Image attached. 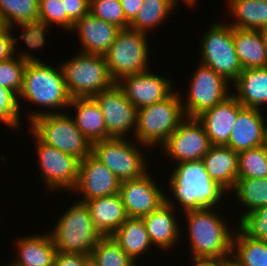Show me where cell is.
<instances>
[{
	"label": "cell",
	"instance_id": "cell-17",
	"mask_svg": "<svg viewBox=\"0 0 267 266\" xmlns=\"http://www.w3.org/2000/svg\"><path fill=\"white\" fill-rule=\"evenodd\" d=\"M120 181L92 153L79 162L78 181L72 192L82 193V202L119 193ZM85 197V198H84Z\"/></svg>",
	"mask_w": 267,
	"mask_h": 266
},
{
	"label": "cell",
	"instance_id": "cell-48",
	"mask_svg": "<svg viewBox=\"0 0 267 266\" xmlns=\"http://www.w3.org/2000/svg\"><path fill=\"white\" fill-rule=\"evenodd\" d=\"M84 266H99V264L92 258L90 255L86 260H85V265Z\"/></svg>",
	"mask_w": 267,
	"mask_h": 266
},
{
	"label": "cell",
	"instance_id": "cell-28",
	"mask_svg": "<svg viewBox=\"0 0 267 266\" xmlns=\"http://www.w3.org/2000/svg\"><path fill=\"white\" fill-rule=\"evenodd\" d=\"M111 237L135 263L152 246L142 218L128 217Z\"/></svg>",
	"mask_w": 267,
	"mask_h": 266
},
{
	"label": "cell",
	"instance_id": "cell-32",
	"mask_svg": "<svg viewBox=\"0 0 267 266\" xmlns=\"http://www.w3.org/2000/svg\"><path fill=\"white\" fill-rule=\"evenodd\" d=\"M18 54V55H17ZM41 61L38 57L21 50L8 60L0 61V86L13 91L17 96L23 86V74L27 62Z\"/></svg>",
	"mask_w": 267,
	"mask_h": 266
},
{
	"label": "cell",
	"instance_id": "cell-23",
	"mask_svg": "<svg viewBox=\"0 0 267 266\" xmlns=\"http://www.w3.org/2000/svg\"><path fill=\"white\" fill-rule=\"evenodd\" d=\"M85 203L94 226L102 236H111L128 218L119 193Z\"/></svg>",
	"mask_w": 267,
	"mask_h": 266
},
{
	"label": "cell",
	"instance_id": "cell-27",
	"mask_svg": "<svg viewBox=\"0 0 267 266\" xmlns=\"http://www.w3.org/2000/svg\"><path fill=\"white\" fill-rule=\"evenodd\" d=\"M233 40L243 69L267 67V50L259 30L233 27Z\"/></svg>",
	"mask_w": 267,
	"mask_h": 266
},
{
	"label": "cell",
	"instance_id": "cell-50",
	"mask_svg": "<svg viewBox=\"0 0 267 266\" xmlns=\"http://www.w3.org/2000/svg\"><path fill=\"white\" fill-rule=\"evenodd\" d=\"M7 266H16V265H14L12 262H10V263H8Z\"/></svg>",
	"mask_w": 267,
	"mask_h": 266
},
{
	"label": "cell",
	"instance_id": "cell-11",
	"mask_svg": "<svg viewBox=\"0 0 267 266\" xmlns=\"http://www.w3.org/2000/svg\"><path fill=\"white\" fill-rule=\"evenodd\" d=\"M229 85L231 84L224 77L200 63L189 82L186 101L182 102L185 116L196 118L224 101L232 93Z\"/></svg>",
	"mask_w": 267,
	"mask_h": 266
},
{
	"label": "cell",
	"instance_id": "cell-35",
	"mask_svg": "<svg viewBox=\"0 0 267 266\" xmlns=\"http://www.w3.org/2000/svg\"><path fill=\"white\" fill-rule=\"evenodd\" d=\"M267 177V149L260 145L238 152V179Z\"/></svg>",
	"mask_w": 267,
	"mask_h": 266
},
{
	"label": "cell",
	"instance_id": "cell-1",
	"mask_svg": "<svg viewBox=\"0 0 267 266\" xmlns=\"http://www.w3.org/2000/svg\"><path fill=\"white\" fill-rule=\"evenodd\" d=\"M57 67L54 68L43 61L27 62L23 74V86L18 95V100L22 98L37 105V107L51 108L46 112L41 110L30 112V115H28L30 121L44 114L62 113V109L65 110L69 106L72 98L66 88L60 65ZM57 108L59 109L57 110Z\"/></svg>",
	"mask_w": 267,
	"mask_h": 266
},
{
	"label": "cell",
	"instance_id": "cell-2",
	"mask_svg": "<svg viewBox=\"0 0 267 266\" xmlns=\"http://www.w3.org/2000/svg\"><path fill=\"white\" fill-rule=\"evenodd\" d=\"M213 210L212 207L185 212L192 260L232 259L233 229Z\"/></svg>",
	"mask_w": 267,
	"mask_h": 266
},
{
	"label": "cell",
	"instance_id": "cell-44",
	"mask_svg": "<svg viewBox=\"0 0 267 266\" xmlns=\"http://www.w3.org/2000/svg\"><path fill=\"white\" fill-rule=\"evenodd\" d=\"M88 255L57 252L53 266H84Z\"/></svg>",
	"mask_w": 267,
	"mask_h": 266
},
{
	"label": "cell",
	"instance_id": "cell-10",
	"mask_svg": "<svg viewBox=\"0 0 267 266\" xmlns=\"http://www.w3.org/2000/svg\"><path fill=\"white\" fill-rule=\"evenodd\" d=\"M128 139L110 137L92 144L91 153L106 165L120 182L140 178L148 172L144 151H141V146H147L139 142L135 144Z\"/></svg>",
	"mask_w": 267,
	"mask_h": 266
},
{
	"label": "cell",
	"instance_id": "cell-33",
	"mask_svg": "<svg viewBox=\"0 0 267 266\" xmlns=\"http://www.w3.org/2000/svg\"><path fill=\"white\" fill-rule=\"evenodd\" d=\"M232 191L236 200L247 207L245 213L267 205V177L237 179Z\"/></svg>",
	"mask_w": 267,
	"mask_h": 266
},
{
	"label": "cell",
	"instance_id": "cell-29",
	"mask_svg": "<svg viewBox=\"0 0 267 266\" xmlns=\"http://www.w3.org/2000/svg\"><path fill=\"white\" fill-rule=\"evenodd\" d=\"M231 15L236 21L230 26L239 29L260 30L267 27V1L227 0Z\"/></svg>",
	"mask_w": 267,
	"mask_h": 266
},
{
	"label": "cell",
	"instance_id": "cell-19",
	"mask_svg": "<svg viewBox=\"0 0 267 266\" xmlns=\"http://www.w3.org/2000/svg\"><path fill=\"white\" fill-rule=\"evenodd\" d=\"M78 33L81 51L87 54L105 55L115 41L120 28L94 17L90 12L73 24L71 32ZM84 45V46H83Z\"/></svg>",
	"mask_w": 267,
	"mask_h": 266
},
{
	"label": "cell",
	"instance_id": "cell-45",
	"mask_svg": "<svg viewBox=\"0 0 267 266\" xmlns=\"http://www.w3.org/2000/svg\"><path fill=\"white\" fill-rule=\"evenodd\" d=\"M126 20L131 23L143 5V0H120Z\"/></svg>",
	"mask_w": 267,
	"mask_h": 266
},
{
	"label": "cell",
	"instance_id": "cell-20",
	"mask_svg": "<svg viewBox=\"0 0 267 266\" xmlns=\"http://www.w3.org/2000/svg\"><path fill=\"white\" fill-rule=\"evenodd\" d=\"M168 197L165 195V203L159 209L142 217L152 245L162 250L172 249L181 238V229L174 214L176 209Z\"/></svg>",
	"mask_w": 267,
	"mask_h": 266
},
{
	"label": "cell",
	"instance_id": "cell-15",
	"mask_svg": "<svg viewBox=\"0 0 267 266\" xmlns=\"http://www.w3.org/2000/svg\"><path fill=\"white\" fill-rule=\"evenodd\" d=\"M149 172L142 177L120 182L119 195L128 217L142 218L165 203V193Z\"/></svg>",
	"mask_w": 267,
	"mask_h": 266
},
{
	"label": "cell",
	"instance_id": "cell-39",
	"mask_svg": "<svg viewBox=\"0 0 267 266\" xmlns=\"http://www.w3.org/2000/svg\"><path fill=\"white\" fill-rule=\"evenodd\" d=\"M39 3L40 20L49 26L58 25L71 32L74 23L67 17L62 0H39Z\"/></svg>",
	"mask_w": 267,
	"mask_h": 266
},
{
	"label": "cell",
	"instance_id": "cell-16",
	"mask_svg": "<svg viewBox=\"0 0 267 266\" xmlns=\"http://www.w3.org/2000/svg\"><path fill=\"white\" fill-rule=\"evenodd\" d=\"M168 77L151 73L149 70L125 76L117 85L125 97L137 108L150 106L166 99L174 90Z\"/></svg>",
	"mask_w": 267,
	"mask_h": 266
},
{
	"label": "cell",
	"instance_id": "cell-30",
	"mask_svg": "<svg viewBox=\"0 0 267 266\" xmlns=\"http://www.w3.org/2000/svg\"><path fill=\"white\" fill-rule=\"evenodd\" d=\"M232 263L235 266H267V242L233 230Z\"/></svg>",
	"mask_w": 267,
	"mask_h": 266
},
{
	"label": "cell",
	"instance_id": "cell-9",
	"mask_svg": "<svg viewBox=\"0 0 267 266\" xmlns=\"http://www.w3.org/2000/svg\"><path fill=\"white\" fill-rule=\"evenodd\" d=\"M201 38V64L212 68L229 83L235 81L243 68L239 62L233 40V27L213 22Z\"/></svg>",
	"mask_w": 267,
	"mask_h": 266
},
{
	"label": "cell",
	"instance_id": "cell-14",
	"mask_svg": "<svg viewBox=\"0 0 267 266\" xmlns=\"http://www.w3.org/2000/svg\"><path fill=\"white\" fill-rule=\"evenodd\" d=\"M103 113L106 124V139L126 138L127 132L135 134L137 108L125 97L115 83L112 87L93 96Z\"/></svg>",
	"mask_w": 267,
	"mask_h": 266
},
{
	"label": "cell",
	"instance_id": "cell-26",
	"mask_svg": "<svg viewBox=\"0 0 267 266\" xmlns=\"http://www.w3.org/2000/svg\"><path fill=\"white\" fill-rule=\"evenodd\" d=\"M75 107L73 118L80 132L93 144L106 139V124L103 113L93 97L72 98L68 108Z\"/></svg>",
	"mask_w": 267,
	"mask_h": 266
},
{
	"label": "cell",
	"instance_id": "cell-7",
	"mask_svg": "<svg viewBox=\"0 0 267 266\" xmlns=\"http://www.w3.org/2000/svg\"><path fill=\"white\" fill-rule=\"evenodd\" d=\"M31 131L42 143L74 156L79 161L86 158L92 144L75 125L72 116L63 113H48L29 122Z\"/></svg>",
	"mask_w": 267,
	"mask_h": 266
},
{
	"label": "cell",
	"instance_id": "cell-34",
	"mask_svg": "<svg viewBox=\"0 0 267 266\" xmlns=\"http://www.w3.org/2000/svg\"><path fill=\"white\" fill-rule=\"evenodd\" d=\"M39 0H0V24L13 28L18 23L39 19Z\"/></svg>",
	"mask_w": 267,
	"mask_h": 266
},
{
	"label": "cell",
	"instance_id": "cell-25",
	"mask_svg": "<svg viewBox=\"0 0 267 266\" xmlns=\"http://www.w3.org/2000/svg\"><path fill=\"white\" fill-rule=\"evenodd\" d=\"M233 83L232 95L243 107L261 110L267 104V67L243 69Z\"/></svg>",
	"mask_w": 267,
	"mask_h": 266
},
{
	"label": "cell",
	"instance_id": "cell-24",
	"mask_svg": "<svg viewBox=\"0 0 267 266\" xmlns=\"http://www.w3.org/2000/svg\"><path fill=\"white\" fill-rule=\"evenodd\" d=\"M18 242V243H17ZM16 266H53L57 250L49 233L34 234L18 239ZM16 259V260H15Z\"/></svg>",
	"mask_w": 267,
	"mask_h": 266
},
{
	"label": "cell",
	"instance_id": "cell-18",
	"mask_svg": "<svg viewBox=\"0 0 267 266\" xmlns=\"http://www.w3.org/2000/svg\"><path fill=\"white\" fill-rule=\"evenodd\" d=\"M243 106L231 94L224 101L202 112L196 119L202 124L211 145L228 144L238 112Z\"/></svg>",
	"mask_w": 267,
	"mask_h": 266
},
{
	"label": "cell",
	"instance_id": "cell-43",
	"mask_svg": "<svg viewBox=\"0 0 267 266\" xmlns=\"http://www.w3.org/2000/svg\"><path fill=\"white\" fill-rule=\"evenodd\" d=\"M67 17L75 23L89 13L90 0H62Z\"/></svg>",
	"mask_w": 267,
	"mask_h": 266
},
{
	"label": "cell",
	"instance_id": "cell-49",
	"mask_svg": "<svg viewBox=\"0 0 267 266\" xmlns=\"http://www.w3.org/2000/svg\"><path fill=\"white\" fill-rule=\"evenodd\" d=\"M263 145L267 149V124L265 125L264 144Z\"/></svg>",
	"mask_w": 267,
	"mask_h": 266
},
{
	"label": "cell",
	"instance_id": "cell-5",
	"mask_svg": "<svg viewBox=\"0 0 267 266\" xmlns=\"http://www.w3.org/2000/svg\"><path fill=\"white\" fill-rule=\"evenodd\" d=\"M166 99L137 109L134 139L147 147L162 146L177 126L186 118L179 92Z\"/></svg>",
	"mask_w": 267,
	"mask_h": 266
},
{
	"label": "cell",
	"instance_id": "cell-6",
	"mask_svg": "<svg viewBox=\"0 0 267 266\" xmlns=\"http://www.w3.org/2000/svg\"><path fill=\"white\" fill-rule=\"evenodd\" d=\"M66 61L60 67L71 98L93 97L116 83L109 73L105 55L79 52Z\"/></svg>",
	"mask_w": 267,
	"mask_h": 266
},
{
	"label": "cell",
	"instance_id": "cell-13",
	"mask_svg": "<svg viewBox=\"0 0 267 266\" xmlns=\"http://www.w3.org/2000/svg\"><path fill=\"white\" fill-rule=\"evenodd\" d=\"M209 137L196 118L186 117L161 146L165 155L177 164L199 161L211 148Z\"/></svg>",
	"mask_w": 267,
	"mask_h": 266
},
{
	"label": "cell",
	"instance_id": "cell-8",
	"mask_svg": "<svg viewBox=\"0 0 267 266\" xmlns=\"http://www.w3.org/2000/svg\"><path fill=\"white\" fill-rule=\"evenodd\" d=\"M147 34L131 28L120 29L115 41L105 54L112 79L121 78L149 70Z\"/></svg>",
	"mask_w": 267,
	"mask_h": 266
},
{
	"label": "cell",
	"instance_id": "cell-42",
	"mask_svg": "<svg viewBox=\"0 0 267 266\" xmlns=\"http://www.w3.org/2000/svg\"><path fill=\"white\" fill-rule=\"evenodd\" d=\"M10 26L0 24V61L8 60L17 49V37L15 38Z\"/></svg>",
	"mask_w": 267,
	"mask_h": 266
},
{
	"label": "cell",
	"instance_id": "cell-40",
	"mask_svg": "<svg viewBox=\"0 0 267 266\" xmlns=\"http://www.w3.org/2000/svg\"><path fill=\"white\" fill-rule=\"evenodd\" d=\"M20 101L11 90L0 86V122L11 127L19 128L21 123Z\"/></svg>",
	"mask_w": 267,
	"mask_h": 266
},
{
	"label": "cell",
	"instance_id": "cell-41",
	"mask_svg": "<svg viewBox=\"0 0 267 266\" xmlns=\"http://www.w3.org/2000/svg\"><path fill=\"white\" fill-rule=\"evenodd\" d=\"M17 25L22 27L21 38L30 49L36 50L44 47L46 42L45 31L48 32L47 30L50 28L46 22L37 19L18 23Z\"/></svg>",
	"mask_w": 267,
	"mask_h": 266
},
{
	"label": "cell",
	"instance_id": "cell-37",
	"mask_svg": "<svg viewBox=\"0 0 267 266\" xmlns=\"http://www.w3.org/2000/svg\"><path fill=\"white\" fill-rule=\"evenodd\" d=\"M89 12L96 18L116 25L120 29L129 28L120 0H90Z\"/></svg>",
	"mask_w": 267,
	"mask_h": 266
},
{
	"label": "cell",
	"instance_id": "cell-4",
	"mask_svg": "<svg viewBox=\"0 0 267 266\" xmlns=\"http://www.w3.org/2000/svg\"><path fill=\"white\" fill-rule=\"evenodd\" d=\"M50 235L57 252L88 256L103 237L94 226L88 206L82 201L74 202L60 215Z\"/></svg>",
	"mask_w": 267,
	"mask_h": 266
},
{
	"label": "cell",
	"instance_id": "cell-36",
	"mask_svg": "<svg viewBox=\"0 0 267 266\" xmlns=\"http://www.w3.org/2000/svg\"><path fill=\"white\" fill-rule=\"evenodd\" d=\"M92 258L99 266H136L111 236H103L93 248Z\"/></svg>",
	"mask_w": 267,
	"mask_h": 266
},
{
	"label": "cell",
	"instance_id": "cell-46",
	"mask_svg": "<svg viewBox=\"0 0 267 266\" xmlns=\"http://www.w3.org/2000/svg\"><path fill=\"white\" fill-rule=\"evenodd\" d=\"M193 262L194 266H230L232 259H196Z\"/></svg>",
	"mask_w": 267,
	"mask_h": 266
},
{
	"label": "cell",
	"instance_id": "cell-47",
	"mask_svg": "<svg viewBox=\"0 0 267 266\" xmlns=\"http://www.w3.org/2000/svg\"><path fill=\"white\" fill-rule=\"evenodd\" d=\"M261 37L263 39V43L265 44V48L267 50V27L259 30Z\"/></svg>",
	"mask_w": 267,
	"mask_h": 266
},
{
	"label": "cell",
	"instance_id": "cell-12",
	"mask_svg": "<svg viewBox=\"0 0 267 266\" xmlns=\"http://www.w3.org/2000/svg\"><path fill=\"white\" fill-rule=\"evenodd\" d=\"M31 134L35 137L38 166L42 179L46 183L45 187L50 192L61 191V189L72 191L78 181L80 161L74 156L42 143L32 132Z\"/></svg>",
	"mask_w": 267,
	"mask_h": 266
},
{
	"label": "cell",
	"instance_id": "cell-3",
	"mask_svg": "<svg viewBox=\"0 0 267 266\" xmlns=\"http://www.w3.org/2000/svg\"><path fill=\"white\" fill-rule=\"evenodd\" d=\"M175 165L169 185L183 212L214 208L223 201L226 191L211 179L202 160Z\"/></svg>",
	"mask_w": 267,
	"mask_h": 266
},
{
	"label": "cell",
	"instance_id": "cell-38",
	"mask_svg": "<svg viewBox=\"0 0 267 266\" xmlns=\"http://www.w3.org/2000/svg\"><path fill=\"white\" fill-rule=\"evenodd\" d=\"M241 215L239 230L249 238L267 242V205Z\"/></svg>",
	"mask_w": 267,
	"mask_h": 266
},
{
	"label": "cell",
	"instance_id": "cell-21",
	"mask_svg": "<svg viewBox=\"0 0 267 266\" xmlns=\"http://www.w3.org/2000/svg\"><path fill=\"white\" fill-rule=\"evenodd\" d=\"M260 109L243 107L237 115L228 144L241 152L264 144L265 117Z\"/></svg>",
	"mask_w": 267,
	"mask_h": 266
},
{
	"label": "cell",
	"instance_id": "cell-31",
	"mask_svg": "<svg viewBox=\"0 0 267 266\" xmlns=\"http://www.w3.org/2000/svg\"><path fill=\"white\" fill-rule=\"evenodd\" d=\"M178 1L143 0V5L135 19L129 24V28L147 34L150 30L160 26L163 21L165 22L174 7L177 6Z\"/></svg>",
	"mask_w": 267,
	"mask_h": 266
},
{
	"label": "cell",
	"instance_id": "cell-22",
	"mask_svg": "<svg viewBox=\"0 0 267 266\" xmlns=\"http://www.w3.org/2000/svg\"><path fill=\"white\" fill-rule=\"evenodd\" d=\"M202 162L213 181L226 192L233 189L238 179V152L226 145H212Z\"/></svg>",
	"mask_w": 267,
	"mask_h": 266
}]
</instances>
